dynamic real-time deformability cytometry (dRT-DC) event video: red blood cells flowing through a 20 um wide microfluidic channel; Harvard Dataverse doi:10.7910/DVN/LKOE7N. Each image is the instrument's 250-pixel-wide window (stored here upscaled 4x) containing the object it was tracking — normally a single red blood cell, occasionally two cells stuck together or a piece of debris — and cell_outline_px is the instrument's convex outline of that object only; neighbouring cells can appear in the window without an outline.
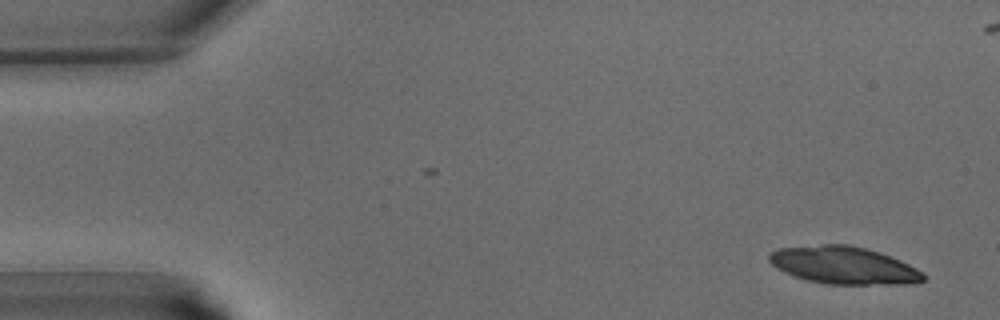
{"species": "common noctule bat (a hibernating species)", "species_latin": "Nyctalus noctula", "temperature_condition": "warm", "stored_images_in_passage": 41, "camera_frame_rate_fps": 3000, "um_per_image_px": 0.085, "animal": {"sex": "male", "body_mass_g": 15.6}, "frame": {"image": 1, "passage_image": 1, "time_ms": 0.0, "image_size_px": [1000, 320], "cell_outline_px": [[924, 280], [916, 284], [828, 284], [808, 280], [784, 272], [776, 268], [768, 260], [768, 256], [776, 248], [820, 244], [848, 244], [880, 252], [900, 260], [924, 272]], "centroid_in_image_um": [71.72, 22.54], "position_along_channel_um": 13.3, "area_um2": 33.76}}
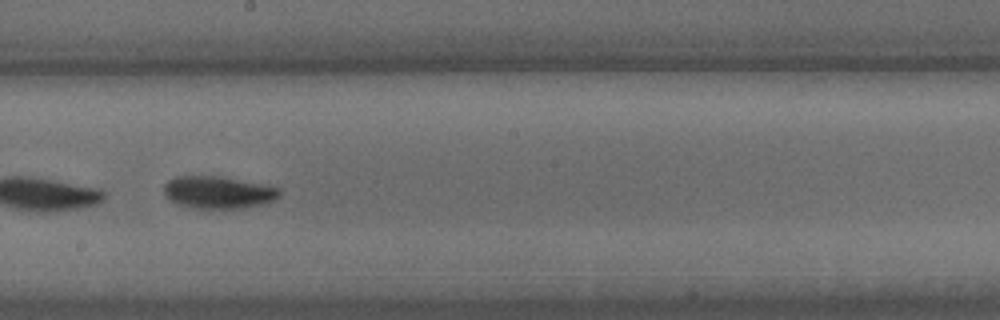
{"frame": {"image": 2, "passage_image": 22, "time_ms": 7.0, "image_size_px": [1000, 320], "cell_outline_px": [[280, 196], [272, 200], [260, 204], [244, 208], [196, 208], [180, 204], [168, 200], [164, 192], [164, 184], [168, 180], [176, 176], [220, 176], [280, 188]], "centroid_in_image_um": [18.51, 16.34], "position_along_channel_um": 229.7, "area_um2": 21.5}}
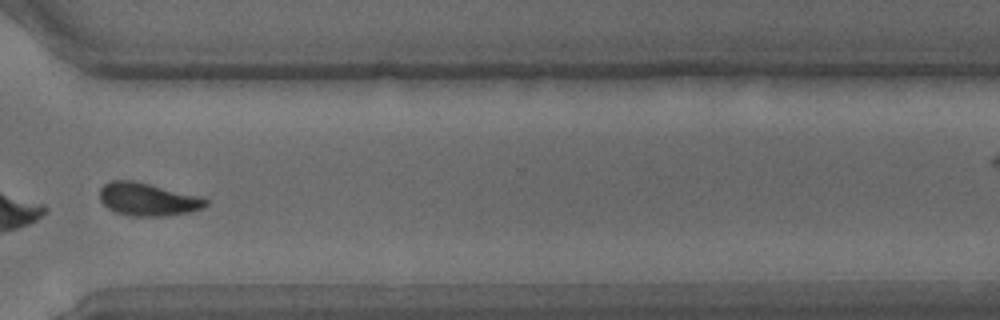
{"frame": {"image": 3, "passage_image": 30, "time_ms": 9.667, "image_size_px": [1000, 320], "cell_outline_px": [[208, 204], [204, 208], [192, 212], [168, 216], [132, 216], [116, 212], [108, 208], [100, 200], [100, 188], [104, 184], [112, 180], [132, 180], [204, 196], [208, 200]], "centroid_in_image_um": [12.63, 16.94], "position_along_channel_um": 358.0, "area_um2": 20.69}}